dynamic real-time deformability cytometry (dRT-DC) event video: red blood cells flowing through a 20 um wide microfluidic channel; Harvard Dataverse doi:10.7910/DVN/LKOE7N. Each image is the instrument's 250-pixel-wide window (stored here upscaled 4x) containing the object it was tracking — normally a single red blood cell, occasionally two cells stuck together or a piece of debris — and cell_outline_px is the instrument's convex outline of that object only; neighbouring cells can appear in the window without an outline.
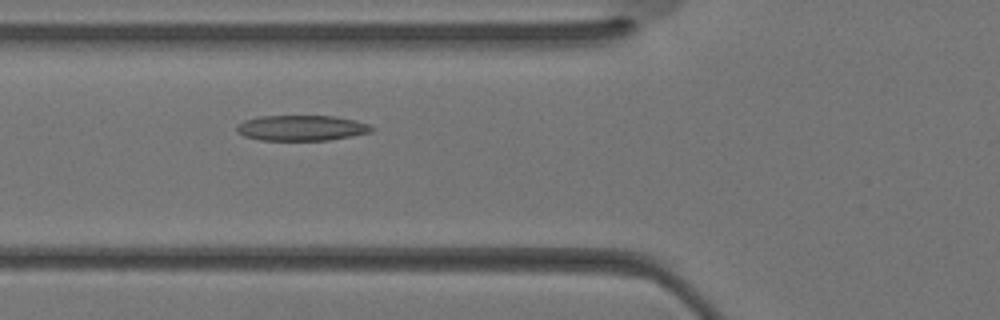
{"species": "Egyptian fruit bat (a non-hibernating species)", "species_latin": "Rousettus aegyptiacus", "temperature_condition": "warm", "stored_images_in_passage": 11, "camera_frame_rate_fps": 3000, "um_per_image_px": 0.085, "animal": {"sex": "female"}, "frame": {"image": 1, "passage_image": 11, "time_ms": 3.333, "image_size_px": [1000, 320], "cell_outline_px": [[376, 128], [372, 132], [352, 136], [328, 140], [260, 140], [244, 136], [236, 132], [236, 124], [244, 120], [260, 116], [336, 116], [356, 120], [368, 124]], "centroid_in_image_um": [25.63, 10.87], "position_along_channel_um": 100.2, "area_um2": 20.23}}